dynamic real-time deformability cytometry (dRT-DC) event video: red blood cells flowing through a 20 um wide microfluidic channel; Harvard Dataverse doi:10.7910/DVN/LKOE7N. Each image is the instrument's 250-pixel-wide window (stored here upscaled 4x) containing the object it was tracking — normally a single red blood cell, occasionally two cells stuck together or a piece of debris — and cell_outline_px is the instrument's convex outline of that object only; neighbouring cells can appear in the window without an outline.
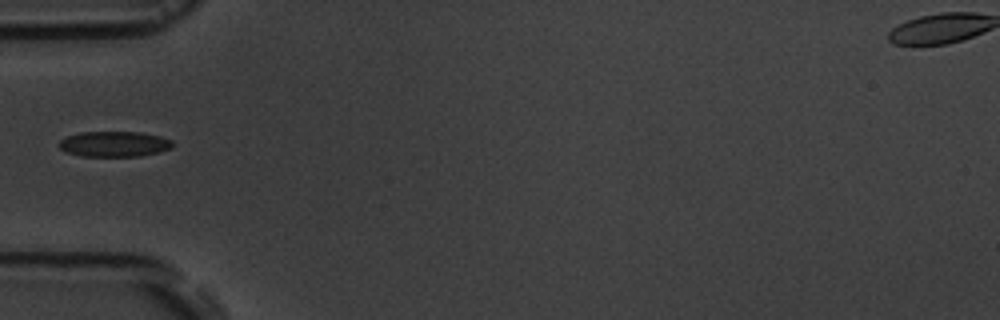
{"species": "common noctule bat (a hibernating species)", "species_latin": "Nyctalus noctula", "temperature_condition": "room temperature", "stored_images_in_passage": 16, "camera_frame_rate_fps": 3000, "um_per_image_px": 0.085, "animal": {"sex": "male", "body_mass_g": 19.5, "forearm_length_mm": 54.6}, "frame": {"image": 1, "passage_image": 5, "time_ms": 4.667, "image_size_px": [1000, 320], "cell_outline_px": [[172, 148], [160, 152], [140, 156], [80, 156], [64, 152], [60, 148], [60, 140], [68, 136], [80, 132], [140, 132], [160, 136], [172, 140]], "centroid_in_image_um": [9.72, 12.24], "position_along_channel_um": 75.3, "area_um2": 16.88}}
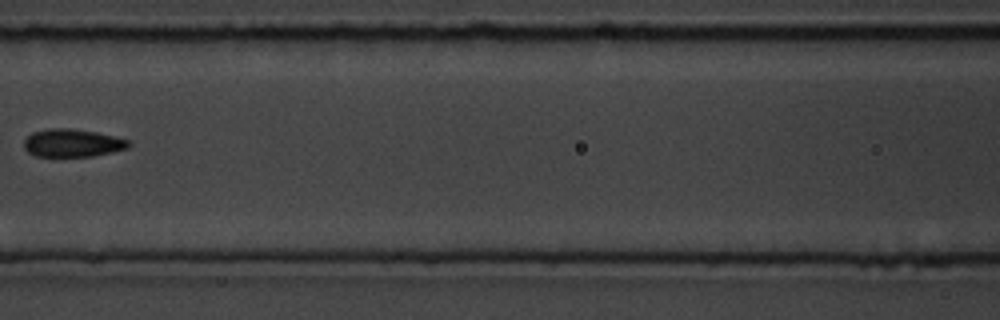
{"frame": {"image": 2, "passage_image": 7, "time_ms": 7.0, "image_size_px": [1000, 320], "cell_outline_px": [[132, 144], [128, 148], [112, 152], [92, 156], [36, 156], [28, 152], [24, 148], [24, 140], [32, 132], [48, 128], [68, 128], [96, 132], [128, 140]], "centroid_in_image_um": [6.14, 12.15], "position_along_channel_um": 160.5, "area_um2": 16.94}}
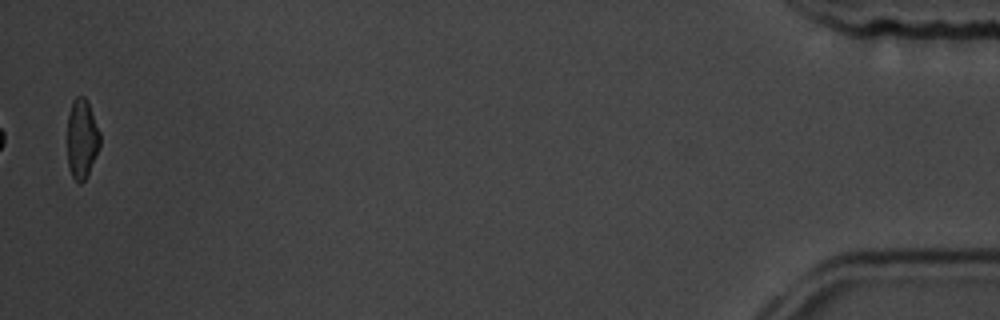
{"frame": {"image": 3, "passage_image": 16, "time_ms": 17.0, "image_size_px": [1000, 320], "cell_outline_px": [[100, 144], [88, 172], [84, 180], [80, 184], [72, 176], [68, 168], [68, 116], [72, 100], [76, 96], [84, 96], [88, 100], [100, 132]], "centroid_in_image_um": [6.95, 11.74], "position_along_channel_um": 428.2, "area_um2": 15.03}, "authors_computed_cell_mechanics": {"area_um2": 16.8198, "velocity_mm_per_s": 3.6058, "shape_relaxation_time_tau1_ms": 3.741, "shape_relaxation_time_tau2_ms": 2.3819, "deformation_change_tau1": 0.1187, "deformation_change_tau2": 0.1076}}